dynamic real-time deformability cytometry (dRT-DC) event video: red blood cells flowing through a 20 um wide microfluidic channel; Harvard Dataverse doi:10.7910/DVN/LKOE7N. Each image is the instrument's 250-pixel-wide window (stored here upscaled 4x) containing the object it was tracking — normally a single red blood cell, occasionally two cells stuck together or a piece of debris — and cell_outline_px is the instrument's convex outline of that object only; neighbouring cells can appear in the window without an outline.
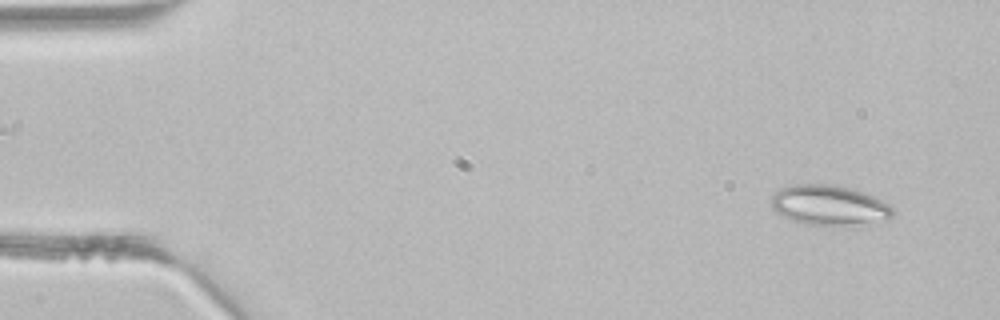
{"species": "common noctule bat (a hibernating species)", "species_latin": "Nyctalus noctula", "temperature_condition": "room temperature", "stored_images_in_passage": 43, "camera_frame_rate_fps": 3000, "um_per_image_px": 0.085, "animal": {"sex": "male", "body_mass_g": 21.5, "forearm_length_mm": 52.0}, "frame": {"image": 1, "passage_image": 3, "time_ms": 0.667, "image_size_px": [1000, 320], "cell_outline_px": [[896, 212], [888, 220], [840, 224], [808, 224], [784, 216], [776, 212], [772, 208], [772, 196], [780, 188], [792, 184], [832, 184], [848, 188], [872, 196], [888, 204]], "centroid_in_image_um": [70.46, 17.41], "position_along_channel_um": 14.5, "area_um2": 27.51}}
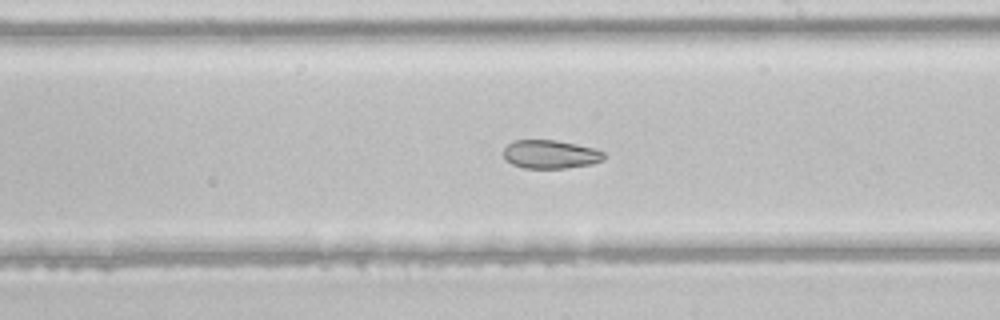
{"frame": {"image": 2, "passage_image": 25, "time_ms": 8.0, "image_size_px": [1000, 320], "cell_outline_px": [[604, 160], [592, 164], [564, 168], [524, 168], [512, 164], [504, 160], [504, 148], [512, 140], [556, 140], [596, 148], [604, 152]], "centroid_in_image_um": [46.78, 13.11], "position_along_channel_um": 242.2, "area_um2": 16.82}}
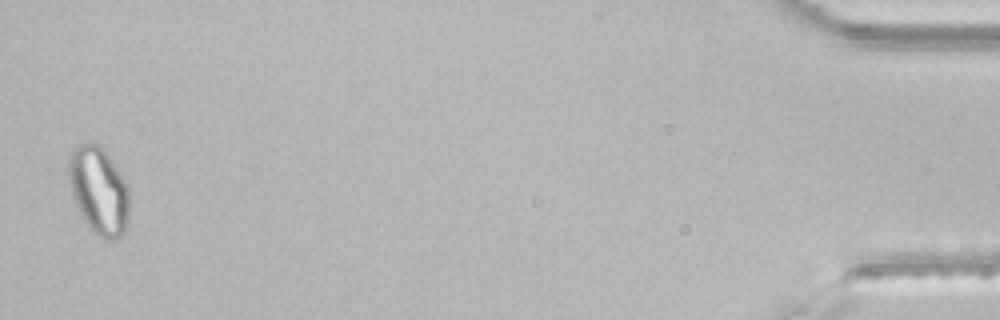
{"frame": {"image": 3, "passage_image": 43, "time_ms": 14.0, "image_size_px": [1000, 320], "cell_outline_px": [[128, 224], [124, 232], [116, 240], [104, 240], [96, 236], [88, 228], [72, 196], [68, 180], [68, 164], [72, 152], [80, 144], [96, 144], [108, 152], [124, 176], [128, 184]], "centroid_in_image_um": [8.42, 16.24], "position_along_channel_um": 426.8, "area_um2": 31.39}}